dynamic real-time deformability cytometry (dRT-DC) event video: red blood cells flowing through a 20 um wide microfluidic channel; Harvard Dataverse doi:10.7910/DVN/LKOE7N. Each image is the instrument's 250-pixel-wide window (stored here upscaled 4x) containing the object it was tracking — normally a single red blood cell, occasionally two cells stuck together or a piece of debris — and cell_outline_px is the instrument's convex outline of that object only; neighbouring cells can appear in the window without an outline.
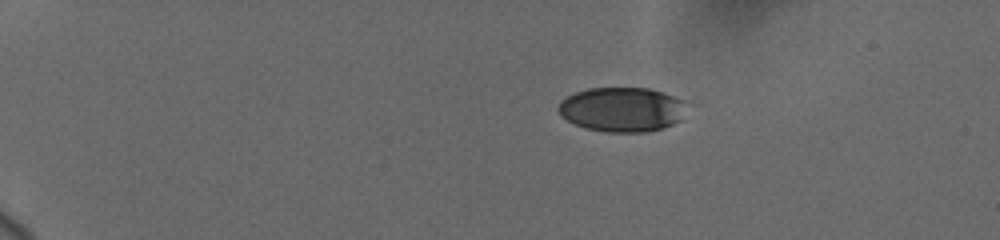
{"species": "human", "species_latin": "Homo sapiens", "temperature_condition": "cold", "stored_images_in_passage": 18, "camera_frame_rate_fps": 3000, "um_per_image_px": 0.085, "donor": {"sex": "female"}, "frame": {"image": 1, "passage_image": 1, "time_ms": 0.0, "image_size_px": [1000, 240], "cell_outline_px": [[680, 120], [664, 128], [648, 132], [608, 132], [584, 128], [560, 116], [556, 108], [560, 100], [576, 92], [588, 88], [648, 88], [672, 96], [680, 100]], "centroid_in_image_um": [52.75, 9.31], "position_along_channel_um": 32.3, "area_um2": 32.77}}
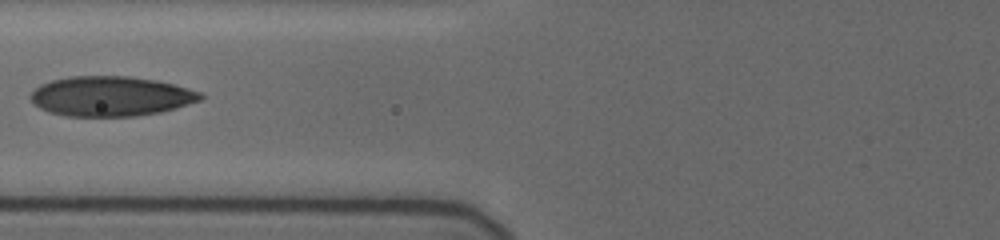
{"frame": {"image": 2, "passage_image": 13, "time_ms": 5.0, "image_size_px": [1000, 240], "cell_outline_px": [[204, 96], [200, 100], [176, 108], [160, 112], [136, 116], [64, 116], [48, 112], [40, 108], [28, 96], [40, 84], [52, 80], [68, 76], [128, 76], [156, 80], [176, 84], [200, 92]], "centroid_in_image_um": [9.41, 8.17], "position_along_channel_um": 116.4, "area_um2": 39.59}}
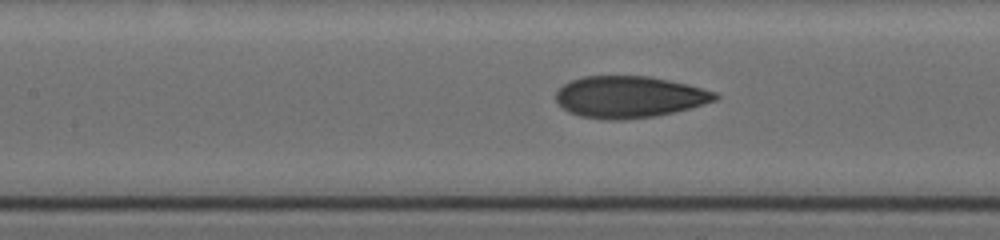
{"frame": {"image": 3, "passage_image": 16, "time_ms": 6.0, "image_size_px": [1000, 240], "cell_outline_px": [[720, 96], [716, 100], [676, 112], [656, 116], [624, 120], [608, 120], [580, 116], [568, 112], [556, 100], [556, 92], [564, 84], [572, 80], [584, 76], [648, 76], [688, 84], [716, 92]], "centroid_in_image_um": [53.5, 8.24], "position_along_channel_um": 153.9, "area_um2": 38.67}}